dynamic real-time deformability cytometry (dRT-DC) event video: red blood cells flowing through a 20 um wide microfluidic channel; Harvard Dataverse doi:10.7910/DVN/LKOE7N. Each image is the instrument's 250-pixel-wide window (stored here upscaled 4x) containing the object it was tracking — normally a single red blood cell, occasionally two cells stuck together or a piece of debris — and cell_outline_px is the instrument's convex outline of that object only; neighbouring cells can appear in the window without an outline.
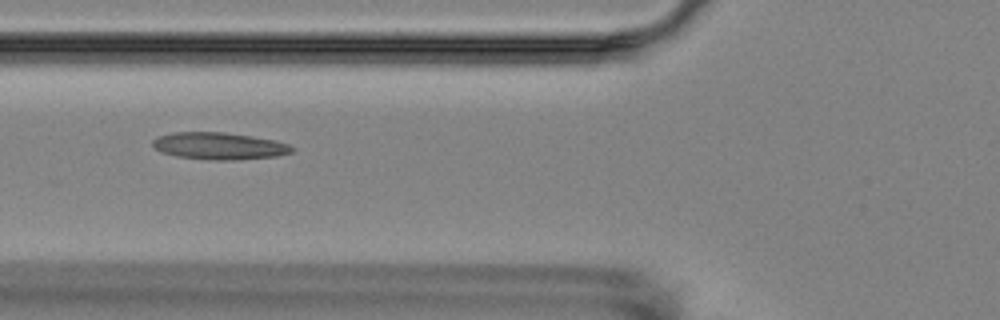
{"species": "Egyptian fruit bat (a non-hibernating species)", "species_latin": "Rousettus aegyptiacus", "temperature_condition": "room temperature", "stored_images_in_passage": 11, "camera_frame_rate_fps": 3000, "um_per_image_px": 0.085, "animal": {"sex": "female"}, "frame": {"image": 1, "passage_image": 2, "time_ms": 1.0, "image_size_px": [1000, 320], "cell_outline_px": [[296, 148], [292, 152], [276, 156], [240, 160], [216, 160], [176, 156], [164, 152], [156, 148], [152, 144], [152, 140], [156, 136], [172, 132], [224, 132], [252, 136], [276, 140], [288, 144]], "centroid_in_image_um": [18.66, 12.4], "position_along_channel_um": 107.1, "area_um2": 22.02}}
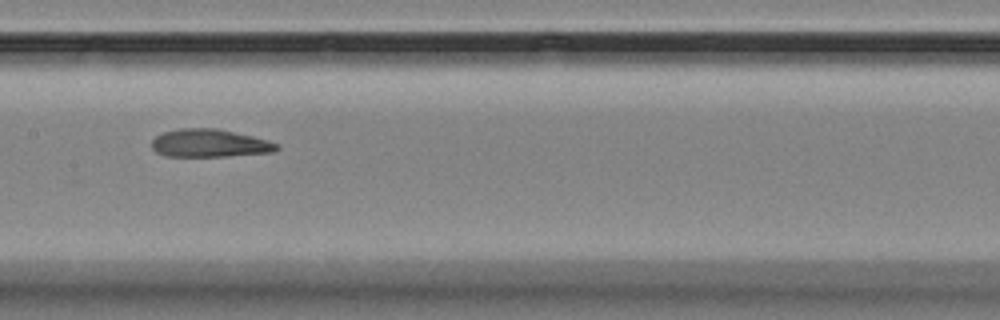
{"frame": {"image": 2, "passage_image": 4, "time_ms": 3.333, "image_size_px": [1000, 320], "cell_outline_px": [[280, 148], [272, 152], [228, 156], [164, 156], [156, 152], [152, 148], [152, 140], [156, 136], [164, 132], [180, 128], [216, 128], [252, 136], [268, 140], [280, 144]], "centroid_in_image_um": [17.82, 12.17], "position_along_channel_um": 189.6, "area_um2": 20.35}}
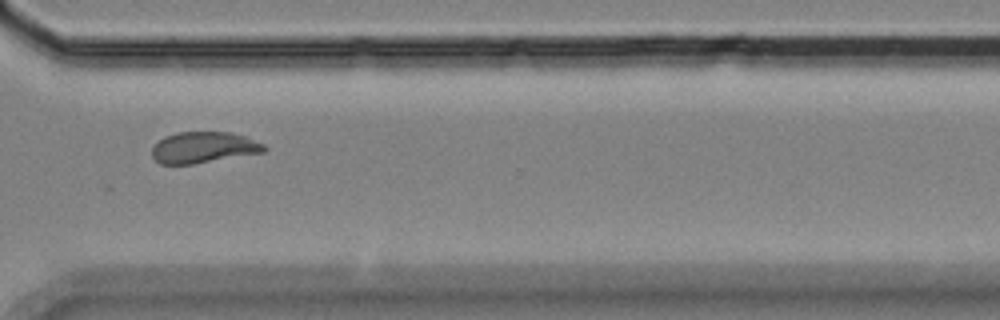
{"frame": {"image": 3, "passage_image": 8, "time_ms": 8.0, "image_size_px": [1000, 320], "cell_outline_px": [[268, 148], [264, 152], [192, 164], [160, 164], [152, 156], [152, 148], [164, 136], [176, 132], [228, 132], [244, 136], [264, 144]], "centroid_in_image_um": [17.29, 12.53], "position_along_channel_um": 353.3, "area_um2": 20.23}, "authors_computed_cell_mechanics": {"area_um2": 20.7502, "velocity_mm_per_s": 3.5184, "shape_relaxation_time_tau1_ms": 6.3247, "shape_relaxation_time_tau2_ms": 0.7848, "deformation_change_tau1": 0.1652, "deformation_change_tau2": 0.0763}}